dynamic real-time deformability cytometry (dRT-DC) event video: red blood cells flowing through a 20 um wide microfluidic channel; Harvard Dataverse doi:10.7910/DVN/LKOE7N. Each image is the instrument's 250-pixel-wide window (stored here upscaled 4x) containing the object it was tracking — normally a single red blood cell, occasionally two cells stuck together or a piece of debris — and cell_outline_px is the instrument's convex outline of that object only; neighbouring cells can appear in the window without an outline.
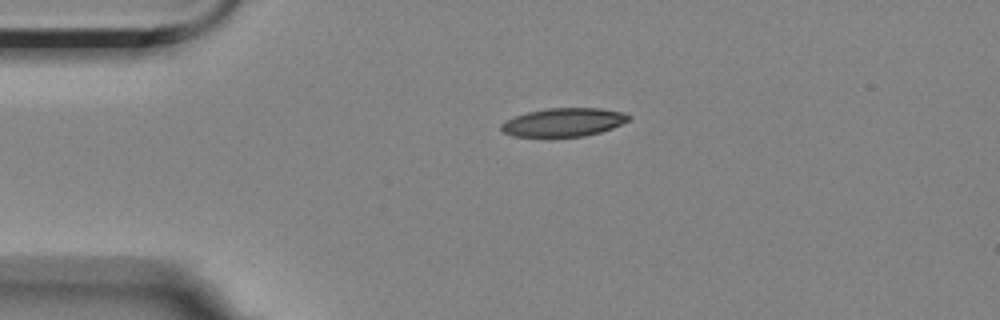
{"species": "Egyptian fruit bat (a non-hibernating species)", "species_latin": "Rousettus aegyptiacus", "temperature_condition": "room temperature", "stored_images_in_passage": 11, "camera_frame_rate_fps": 3000, "um_per_image_px": 0.085, "animal": {"sex": "female"}, "frame": {"image": 1, "passage_image": 1, "time_ms": 0.0, "image_size_px": [1000, 320], "cell_outline_px": [[632, 116], [628, 120], [612, 128], [600, 132], [584, 136], [512, 136], [504, 132], [500, 128], [500, 124], [516, 116], [528, 112], [548, 108], [600, 108], [624, 112]], "centroid_in_image_um": [47.93, 10.38], "position_along_channel_um": 37.1, "area_um2": 20.87}}
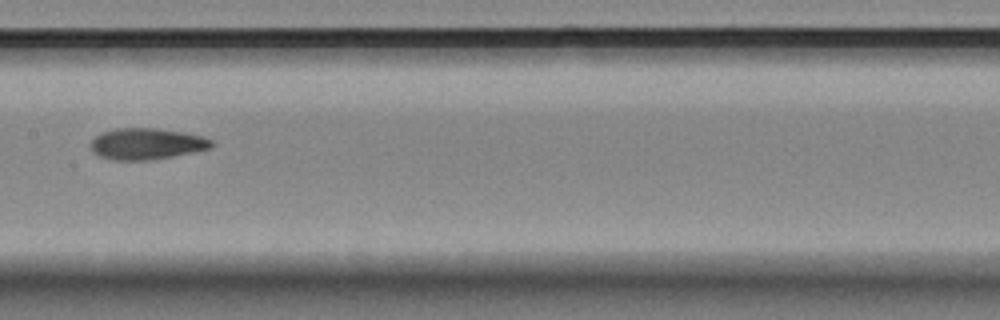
{"frame": {"image": 2, "passage_image": 5, "time_ms": 5.333, "image_size_px": [1000, 320], "cell_outline_px": [[216, 144], [212, 148], [172, 156], [148, 160], [112, 160], [100, 156], [92, 152], [88, 144], [96, 136], [104, 132], [116, 128], [156, 128], [184, 132], [200, 136], [212, 140]], "centroid_in_image_um": [12.45, 12.22], "position_along_channel_um": 194.9, "area_um2": 22.08}}
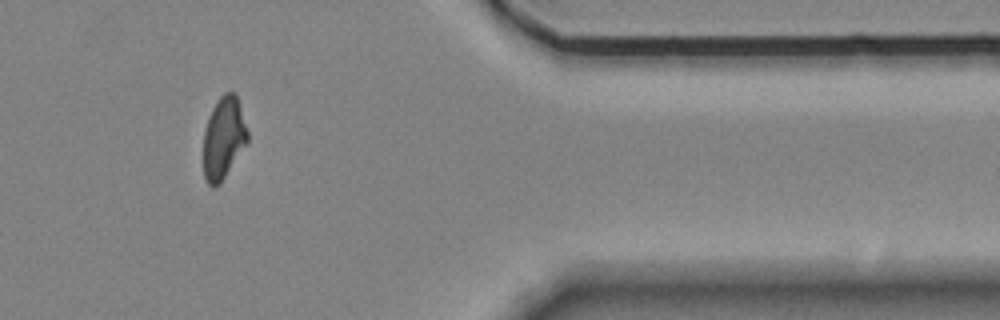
{"frame": {"image": 3, "passage_image": 10, "time_ms": 11.667, "image_size_px": [1000, 320], "cell_outline_px": [[248, 144], [220, 184], [212, 188], [208, 184], [204, 176], [204, 132], [208, 116], [212, 108], [220, 96], [224, 92], [236, 92], [248, 132]], "centroid_in_image_um": [19.02, 11.74], "position_along_channel_um": 392.4, "area_um2": 21.39}, "authors_computed_cell_mechanics": {"area_um2": 21.8484, "velocity_mm_per_s": 3.5246, "shape_relaxation_time_tau1_ms": 8.4461, "shape_relaxation_time_tau2_ms": 5.2983, "deformation_change_tau1": 0.213, "deformation_change_tau2": 0.0903}}